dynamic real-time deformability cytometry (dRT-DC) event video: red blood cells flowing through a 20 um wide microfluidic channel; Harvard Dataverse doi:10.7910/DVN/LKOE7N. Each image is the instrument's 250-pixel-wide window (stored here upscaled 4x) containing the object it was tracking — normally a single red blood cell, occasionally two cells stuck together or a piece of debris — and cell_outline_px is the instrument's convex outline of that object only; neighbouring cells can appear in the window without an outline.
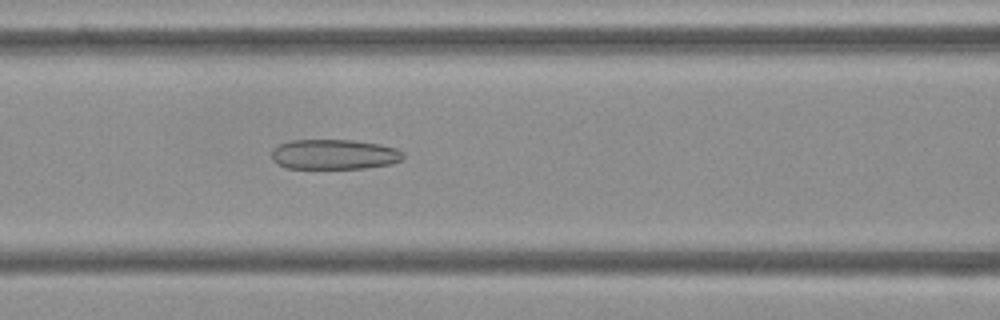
{"species": "Egyptian fruit bat (a non-hibernating species)", "species_latin": "Rousettus aegyptiacus", "temperature_condition": "cold", "stored_images_in_passage": 44, "camera_frame_rate_fps": 3000, "um_per_image_px": 0.085, "frame": {"image": 1, "passage_image": 22, "time_ms": 7.0, "image_size_px": [1000, 320], "cell_outline_px": [[404, 160], [392, 164], [364, 168], [288, 168], [276, 164], [272, 160], [272, 148], [288, 140], [352, 140], [380, 144], [396, 148], [404, 152]], "centroid_in_image_um": [28.42, 13.12], "position_along_channel_um": 138.2, "area_um2": 23.29}}
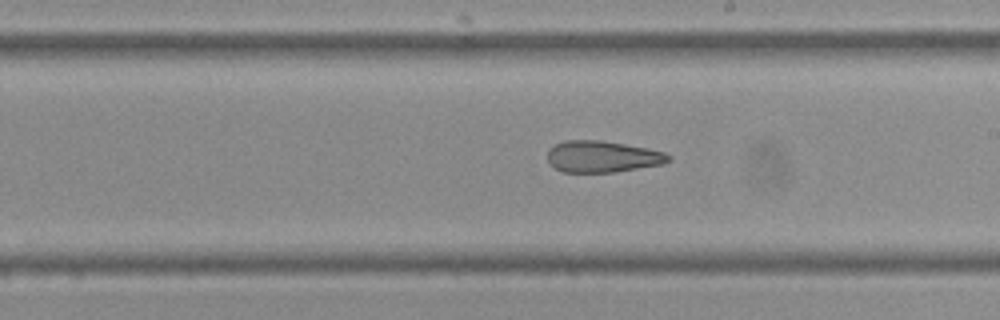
{"frame": {"image": 2, "passage_image": 30, "time_ms": 9.667, "image_size_px": [1000, 320], "cell_outline_px": [[672, 156], [664, 164], [612, 172], [564, 172], [556, 168], [548, 160], [548, 148], [564, 140], [600, 140], [648, 148], [664, 152]], "centroid_in_image_um": [51.2, 13.3], "position_along_channel_um": 237.8, "area_um2": 22.08}}
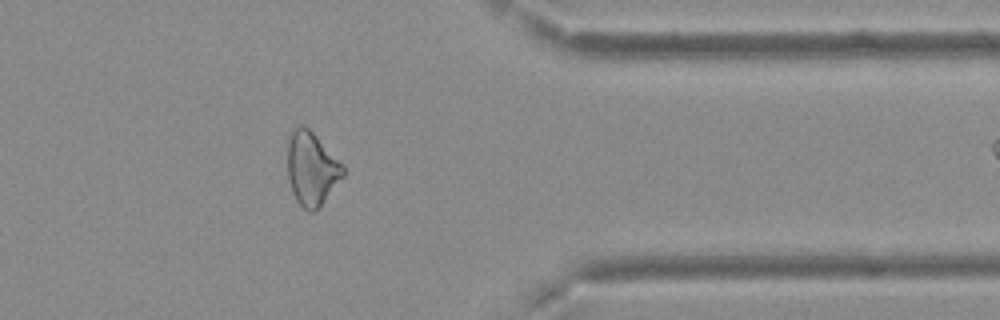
{"frame": {"image": 3, "passage_image": 43, "time_ms": 14.0, "image_size_px": [1000, 320], "cell_outline_px": [[344, 176], [320, 204], [312, 212], [308, 212], [296, 200], [292, 192], [288, 180], [288, 140], [292, 128], [300, 124], [308, 128], [344, 164]], "centroid_in_image_um": [26.48, 14.3], "position_along_channel_um": 384.9, "area_um2": 23.58}}